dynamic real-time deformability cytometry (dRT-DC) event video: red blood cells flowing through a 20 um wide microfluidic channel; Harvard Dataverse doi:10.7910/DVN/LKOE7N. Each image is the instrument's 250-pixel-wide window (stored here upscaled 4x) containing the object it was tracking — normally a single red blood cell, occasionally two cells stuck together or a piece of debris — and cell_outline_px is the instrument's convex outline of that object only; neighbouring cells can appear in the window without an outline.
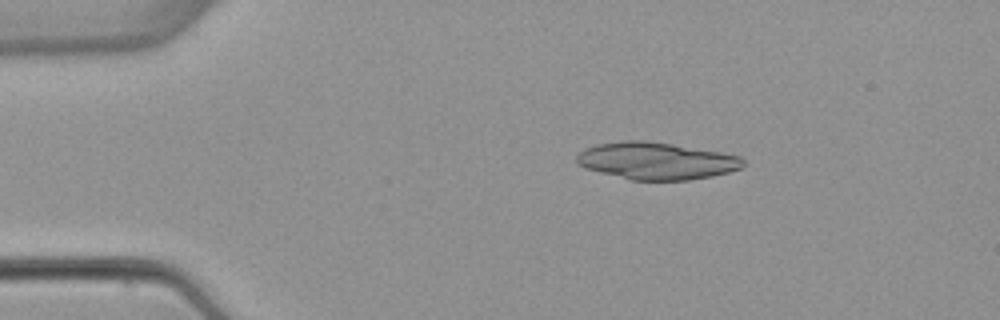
{"species": "common noctule bat (a hibernating species)", "species_latin": "Nyctalus noctula", "temperature_condition": "warm", "stored_images_in_passage": 4, "camera_frame_rate_fps": 3000, "um_per_image_px": 0.085, "animal": {"sex": "female", "body_mass_g": 22.7, "forearm_length_mm": 54.2}, "frame": {"image": 1, "passage_image": 3, "time_ms": 2.333, "image_size_px": [1000, 320], "cell_outline_px": [[744, 168], [712, 176], [688, 180], [632, 180], [584, 168], [576, 160], [576, 156], [580, 152], [596, 144], [624, 140], [644, 140], [672, 144], [720, 152], [740, 156], [744, 160]], "centroid_in_image_um": [55.81, 13.67], "position_along_channel_um": 29.2, "area_um2": 35.89}}